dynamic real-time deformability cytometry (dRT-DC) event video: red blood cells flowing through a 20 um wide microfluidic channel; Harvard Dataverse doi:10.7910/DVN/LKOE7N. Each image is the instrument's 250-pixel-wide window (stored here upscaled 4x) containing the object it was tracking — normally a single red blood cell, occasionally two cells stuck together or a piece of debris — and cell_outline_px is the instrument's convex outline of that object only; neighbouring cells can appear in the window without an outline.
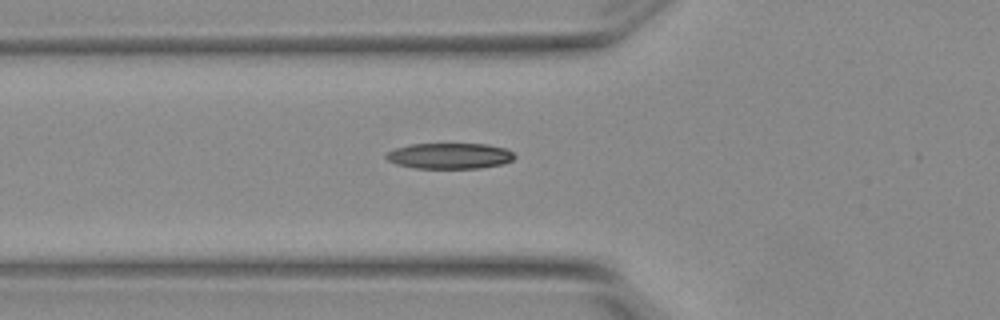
{"species": "Egyptian fruit bat (a non-hibernating species)", "species_latin": "Rousettus aegyptiacus", "temperature_condition": "warm", "stored_images_in_passage": 16, "camera_frame_rate_fps": 3000, "um_per_image_px": 0.085, "animal": {"sex": "female"}, "frame": {"image": 1, "passage_image": 2, "time_ms": 0.333, "image_size_px": [1000, 320], "cell_outline_px": [[516, 156], [512, 160], [504, 164], [480, 168], [416, 168], [396, 164], [388, 160], [384, 156], [388, 152], [396, 148], [408, 144], [488, 144], [504, 148], [512, 152]], "centroid_in_image_um": [38.23, 13.25], "position_along_channel_um": 87.6, "area_um2": 19.31}}
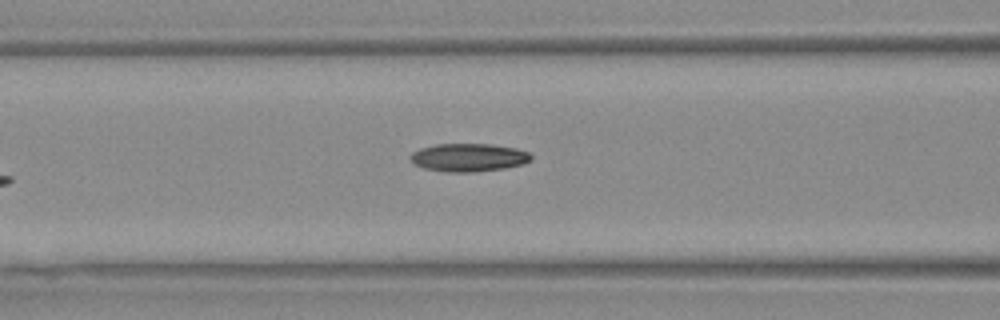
{"frame": {"image": 2, "passage_image": 5, "time_ms": 1.333, "image_size_px": [1000, 320], "cell_outline_px": [[532, 160], [524, 164], [504, 168], [472, 172], [448, 172], [424, 168], [416, 164], [408, 156], [412, 152], [420, 148], [436, 144], [492, 144], [516, 148], [528, 152], [532, 156]], "centroid_in_image_um": [39.85, 13.38], "position_along_channel_um": 126.8, "area_um2": 19.77}}
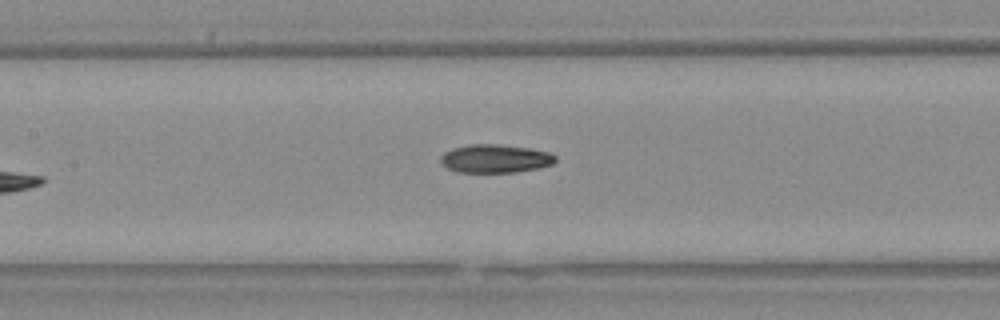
{"frame": {"image": 3, "passage_image": 8, "time_ms": 2.333, "image_size_px": [1000, 320], "cell_outline_px": [[556, 160], [552, 164], [536, 168], [516, 172], [460, 172], [448, 168], [440, 160], [440, 156], [444, 152], [452, 148], [468, 144], [496, 144], [528, 148], [548, 152], [556, 156]], "centroid_in_image_um": [42.07, 13.47], "position_along_channel_um": 165.3, "area_um2": 18.79}}